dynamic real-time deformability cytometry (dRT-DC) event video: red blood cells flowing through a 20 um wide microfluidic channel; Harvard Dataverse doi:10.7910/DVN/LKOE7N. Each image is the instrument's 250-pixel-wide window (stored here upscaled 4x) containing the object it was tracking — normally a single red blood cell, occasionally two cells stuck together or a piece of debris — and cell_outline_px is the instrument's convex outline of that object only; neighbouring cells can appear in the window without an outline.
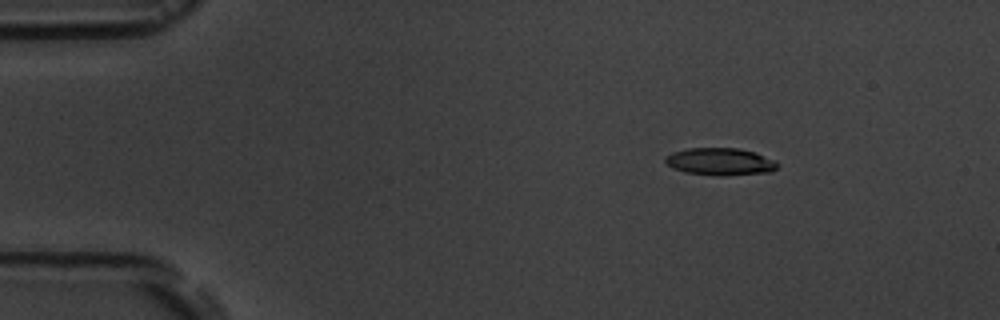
{"species": "common noctule bat (a hibernating species)", "species_latin": "Nyctalus noctula", "temperature_condition": "room temperature", "stored_images_in_passage": 6, "camera_frame_rate_fps": 3000, "um_per_image_px": 0.085, "animal": {"sex": "male", "body_mass_g": 19.5, "forearm_length_mm": 54.6}, "frame": {"image": 1, "passage_image": 2, "time_ms": 1.333, "image_size_px": [1000, 320], "cell_outline_px": [[780, 164], [772, 172], [724, 176], [716, 176], [684, 172], [672, 168], [664, 160], [664, 156], [672, 152], [688, 148], [740, 148], [756, 152], [776, 160]], "centroid_in_image_um": [61.24, 13.74], "position_along_channel_um": 23.8, "area_um2": 18.26}}
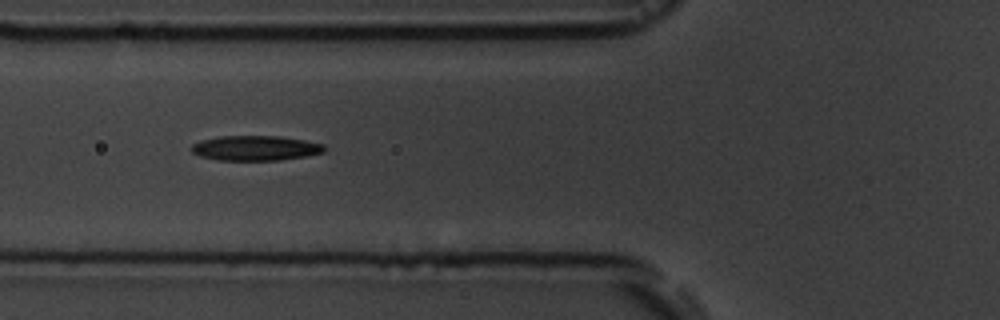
{"frame": {"image": 2, "passage_image": 5, "time_ms": 5.667, "image_size_px": [1000, 320], "cell_outline_px": [[324, 152], [304, 156], [280, 160], [216, 160], [200, 156], [192, 152], [188, 148], [192, 144], [200, 140], [220, 136], [280, 136], [304, 140], [324, 144]], "centroid_in_image_um": [21.65, 12.58], "position_along_channel_um": 104.1, "area_um2": 19.36}}
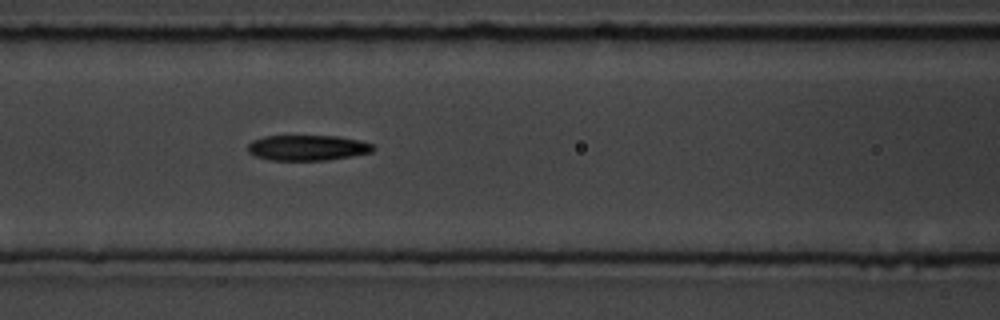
{"frame": {"image": 3, "passage_image": 6, "time_ms": 6.667, "image_size_px": [1000, 320], "cell_outline_px": [[376, 148], [372, 152], [352, 156], [328, 160], [272, 160], [256, 156], [248, 152], [248, 144], [252, 140], [264, 136], [336, 136], [356, 140], [372, 144]], "centroid_in_image_um": [26.13, 12.56], "position_along_channel_um": 140.5, "area_um2": 18.5}}